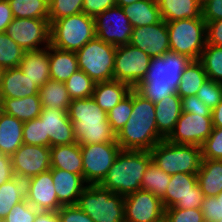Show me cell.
Segmentation results:
<instances>
[{
    "mask_svg": "<svg viewBox=\"0 0 222 222\" xmlns=\"http://www.w3.org/2000/svg\"><path fill=\"white\" fill-rule=\"evenodd\" d=\"M76 205L94 222H125L124 197L100 184L87 185Z\"/></svg>",
    "mask_w": 222,
    "mask_h": 222,
    "instance_id": "cell-7",
    "label": "cell"
},
{
    "mask_svg": "<svg viewBox=\"0 0 222 222\" xmlns=\"http://www.w3.org/2000/svg\"><path fill=\"white\" fill-rule=\"evenodd\" d=\"M14 18L49 19V0H8Z\"/></svg>",
    "mask_w": 222,
    "mask_h": 222,
    "instance_id": "cell-36",
    "label": "cell"
},
{
    "mask_svg": "<svg viewBox=\"0 0 222 222\" xmlns=\"http://www.w3.org/2000/svg\"><path fill=\"white\" fill-rule=\"evenodd\" d=\"M52 179L62 205H76L78 197L88 185L82 176L58 168H52Z\"/></svg>",
    "mask_w": 222,
    "mask_h": 222,
    "instance_id": "cell-21",
    "label": "cell"
},
{
    "mask_svg": "<svg viewBox=\"0 0 222 222\" xmlns=\"http://www.w3.org/2000/svg\"><path fill=\"white\" fill-rule=\"evenodd\" d=\"M151 161L150 151L121 150L100 185L123 197L141 190L143 175Z\"/></svg>",
    "mask_w": 222,
    "mask_h": 222,
    "instance_id": "cell-4",
    "label": "cell"
},
{
    "mask_svg": "<svg viewBox=\"0 0 222 222\" xmlns=\"http://www.w3.org/2000/svg\"><path fill=\"white\" fill-rule=\"evenodd\" d=\"M152 161L168 175L197 174L202 162L200 146L176 144L163 139L151 150Z\"/></svg>",
    "mask_w": 222,
    "mask_h": 222,
    "instance_id": "cell-5",
    "label": "cell"
},
{
    "mask_svg": "<svg viewBox=\"0 0 222 222\" xmlns=\"http://www.w3.org/2000/svg\"><path fill=\"white\" fill-rule=\"evenodd\" d=\"M23 143L50 147V138L45 136L44 121L39 117L24 122Z\"/></svg>",
    "mask_w": 222,
    "mask_h": 222,
    "instance_id": "cell-42",
    "label": "cell"
},
{
    "mask_svg": "<svg viewBox=\"0 0 222 222\" xmlns=\"http://www.w3.org/2000/svg\"><path fill=\"white\" fill-rule=\"evenodd\" d=\"M204 194L197 174L176 173L171 175L165 195L161 198L164 208L201 209Z\"/></svg>",
    "mask_w": 222,
    "mask_h": 222,
    "instance_id": "cell-11",
    "label": "cell"
},
{
    "mask_svg": "<svg viewBox=\"0 0 222 222\" xmlns=\"http://www.w3.org/2000/svg\"><path fill=\"white\" fill-rule=\"evenodd\" d=\"M164 222H205V220L201 209L170 207L165 209Z\"/></svg>",
    "mask_w": 222,
    "mask_h": 222,
    "instance_id": "cell-46",
    "label": "cell"
},
{
    "mask_svg": "<svg viewBox=\"0 0 222 222\" xmlns=\"http://www.w3.org/2000/svg\"><path fill=\"white\" fill-rule=\"evenodd\" d=\"M170 51L199 60L207 44L206 21L199 18L166 22Z\"/></svg>",
    "mask_w": 222,
    "mask_h": 222,
    "instance_id": "cell-8",
    "label": "cell"
},
{
    "mask_svg": "<svg viewBox=\"0 0 222 222\" xmlns=\"http://www.w3.org/2000/svg\"><path fill=\"white\" fill-rule=\"evenodd\" d=\"M25 182L26 200L35 209L39 211H58L62 206L55 192L52 168L26 179Z\"/></svg>",
    "mask_w": 222,
    "mask_h": 222,
    "instance_id": "cell-19",
    "label": "cell"
},
{
    "mask_svg": "<svg viewBox=\"0 0 222 222\" xmlns=\"http://www.w3.org/2000/svg\"><path fill=\"white\" fill-rule=\"evenodd\" d=\"M39 210L30 205L27 200L13 206L2 222H34Z\"/></svg>",
    "mask_w": 222,
    "mask_h": 222,
    "instance_id": "cell-47",
    "label": "cell"
},
{
    "mask_svg": "<svg viewBox=\"0 0 222 222\" xmlns=\"http://www.w3.org/2000/svg\"><path fill=\"white\" fill-rule=\"evenodd\" d=\"M165 22L202 16L201 0H156Z\"/></svg>",
    "mask_w": 222,
    "mask_h": 222,
    "instance_id": "cell-29",
    "label": "cell"
},
{
    "mask_svg": "<svg viewBox=\"0 0 222 222\" xmlns=\"http://www.w3.org/2000/svg\"><path fill=\"white\" fill-rule=\"evenodd\" d=\"M42 108L39 95L23 98H0V110L22 122L38 118Z\"/></svg>",
    "mask_w": 222,
    "mask_h": 222,
    "instance_id": "cell-28",
    "label": "cell"
},
{
    "mask_svg": "<svg viewBox=\"0 0 222 222\" xmlns=\"http://www.w3.org/2000/svg\"><path fill=\"white\" fill-rule=\"evenodd\" d=\"M18 67L33 84L42 87L50 79L49 46L37 51H25Z\"/></svg>",
    "mask_w": 222,
    "mask_h": 222,
    "instance_id": "cell-22",
    "label": "cell"
},
{
    "mask_svg": "<svg viewBox=\"0 0 222 222\" xmlns=\"http://www.w3.org/2000/svg\"><path fill=\"white\" fill-rule=\"evenodd\" d=\"M201 211L205 222H218L222 219V192L217 196L205 197Z\"/></svg>",
    "mask_w": 222,
    "mask_h": 222,
    "instance_id": "cell-48",
    "label": "cell"
},
{
    "mask_svg": "<svg viewBox=\"0 0 222 222\" xmlns=\"http://www.w3.org/2000/svg\"><path fill=\"white\" fill-rule=\"evenodd\" d=\"M117 47L95 37L76 51L79 70L84 71L95 83L113 80Z\"/></svg>",
    "mask_w": 222,
    "mask_h": 222,
    "instance_id": "cell-9",
    "label": "cell"
},
{
    "mask_svg": "<svg viewBox=\"0 0 222 222\" xmlns=\"http://www.w3.org/2000/svg\"><path fill=\"white\" fill-rule=\"evenodd\" d=\"M133 109V89L127 97L114 106L108 113L107 119L111 130L117 134L127 123Z\"/></svg>",
    "mask_w": 222,
    "mask_h": 222,
    "instance_id": "cell-41",
    "label": "cell"
},
{
    "mask_svg": "<svg viewBox=\"0 0 222 222\" xmlns=\"http://www.w3.org/2000/svg\"><path fill=\"white\" fill-rule=\"evenodd\" d=\"M4 71H5V69L0 65V87L2 84V78H3Z\"/></svg>",
    "mask_w": 222,
    "mask_h": 222,
    "instance_id": "cell-59",
    "label": "cell"
},
{
    "mask_svg": "<svg viewBox=\"0 0 222 222\" xmlns=\"http://www.w3.org/2000/svg\"><path fill=\"white\" fill-rule=\"evenodd\" d=\"M84 0H49V23L83 12Z\"/></svg>",
    "mask_w": 222,
    "mask_h": 222,
    "instance_id": "cell-43",
    "label": "cell"
},
{
    "mask_svg": "<svg viewBox=\"0 0 222 222\" xmlns=\"http://www.w3.org/2000/svg\"><path fill=\"white\" fill-rule=\"evenodd\" d=\"M212 126L222 128V99L212 110Z\"/></svg>",
    "mask_w": 222,
    "mask_h": 222,
    "instance_id": "cell-57",
    "label": "cell"
},
{
    "mask_svg": "<svg viewBox=\"0 0 222 222\" xmlns=\"http://www.w3.org/2000/svg\"><path fill=\"white\" fill-rule=\"evenodd\" d=\"M207 79L208 76L202 62L200 60H191L182 73L177 94L181 98L196 95L199 88Z\"/></svg>",
    "mask_w": 222,
    "mask_h": 222,
    "instance_id": "cell-34",
    "label": "cell"
},
{
    "mask_svg": "<svg viewBox=\"0 0 222 222\" xmlns=\"http://www.w3.org/2000/svg\"><path fill=\"white\" fill-rule=\"evenodd\" d=\"M133 88L117 80L95 83L92 98L103 111L108 113L114 106L129 95Z\"/></svg>",
    "mask_w": 222,
    "mask_h": 222,
    "instance_id": "cell-26",
    "label": "cell"
},
{
    "mask_svg": "<svg viewBox=\"0 0 222 222\" xmlns=\"http://www.w3.org/2000/svg\"><path fill=\"white\" fill-rule=\"evenodd\" d=\"M113 6H116V0H84L83 13L95 18L98 14Z\"/></svg>",
    "mask_w": 222,
    "mask_h": 222,
    "instance_id": "cell-50",
    "label": "cell"
},
{
    "mask_svg": "<svg viewBox=\"0 0 222 222\" xmlns=\"http://www.w3.org/2000/svg\"><path fill=\"white\" fill-rule=\"evenodd\" d=\"M6 34L24 51L47 48L50 45L49 19L13 18Z\"/></svg>",
    "mask_w": 222,
    "mask_h": 222,
    "instance_id": "cell-12",
    "label": "cell"
},
{
    "mask_svg": "<svg viewBox=\"0 0 222 222\" xmlns=\"http://www.w3.org/2000/svg\"><path fill=\"white\" fill-rule=\"evenodd\" d=\"M51 168H58L83 177V158L80 145L75 142L50 147Z\"/></svg>",
    "mask_w": 222,
    "mask_h": 222,
    "instance_id": "cell-25",
    "label": "cell"
},
{
    "mask_svg": "<svg viewBox=\"0 0 222 222\" xmlns=\"http://www.w3.org/2000/svg\"><path fill=\"white\" fill-rule=\"evenodd\" d=\"M202 18L206 22L222 19V0H203Z\"/></svg>",
    "mask_w": 222,
    "mask_h": 222,
    "instance_id": "cell-51",
    "label": "cell"
},
{
    "mask_svg": "<svg viewBox=\"0 0 222 222\" xmlns=\"http://www.w3.org/2000/svg\"><path fill=\"white\" fill-rule=\"evenodd\" d=\"M61 222H94L77 205H62L57 211Z\"/></svg>",
    "mask_w": 222,
    "mask_h": 222,
    "instance_id": "cell-49",
    "label": "cell"
},
{
    "mask_svg": "<svg viewBox=\"0 0 222 222\" xmlns=\"http://www.w3.org/2000/svg\"><path fill=\"white\" fill-rule=\"evenodd\" d=\"M139 0H116V6H120L121 8L127 5H131Z\"/></svg>",
    "mask_w": 222,
    "mask_h": 222,
    "instance_id": "cell-58",
    "label": "cell"
},
{
    "mask_svg": "<svg viewBox=\"0 0 222 222\" xmlns=\"http://www.w3.org/2000/svg\"><path fill=\"white\" fill-rule=\"evenodd\" d=\"M125 222H164L162 200L151 192L137 190L124 197Z\"/></svg>",
    "mask_w": 222,
    "mask_h": 222,
    "instance_id": "cell-16",
    "label": "cell"
},
{
    "mask_svg": "<svg viewBox=\"0 0 222 222\" xmlns=\"http://www.w3.org/2000/svg\"><path fill=\"white\" fill-rule=\"evenodd\" d=\"M196 96L213 110L222 99V83L207 79L197 91Z\"/></svg>",
    "mask_w": 222,
    "mask_h": 222,
    "instance_id": "cell-44",
    "label": "cell"
},
{
    "mask_svg": "<svg viewBox=\"0 0 222 222\" xmlns=\"http://www.w3.org/2000/svg\"><path fill=\"white\" fill-rule=\"evenodd\" d=\"M24 52L6 32L0 33V65L4 69L18 67L23 59Z\"/></svg>",
    "mask_w": 222,
    "mask_h": 222,
    "instance_id": "cell-39",
    "label": "cell"
},
{
    "mask_svg": "<svg viewBox=\"0 0 222 222\" xmlns=\"http://www.w3.org/2000/svg\"><path fill=\"white\" fill-rule=\"evenodd\" d=\"M129 44L146 52L151 58L162 56L170 51L166 22L161 20L152 25L134 27Z\"/></svg>",
    "mask_w": 222,
    "mask_h": 222,
    "instance_id": "cell-18",
    "label": "cell"
},
{
    "mask_svg": "<svg viewBox=\"0 0 222 222\" xmlns=\"http://www.w3.org/2000/svg\"><path fill=\"white\" fill-rule=\"evenodd\" d=\"M39 95V87L26 77L19 67L5 69L0 87V98H23Z\"/></svg>",
    "mask_w": 222,
    "mask_h": 222,
    "instance_id": "cell-24",
    "label": "cell"
},
{
    "mask_svg": "<svg viewBox=\"0 0 222 222\" xmlns=\"http://www.w3.org/2000/svg\"><path fill=\"white\" fill-rule=\"evenodd\" d=\"M182 112L187 113H211L212 110L205 105L196 95L181 98Z\"/></svg>",
    "mask_w": 222,
    "mask_h": 222,
    "instance_id": "cell-52",
    "label": "cell"
},
{
    "mask_svg": "<svg viewBox=\"0 0 222 222\" xmlns=\"http://www.w3.org/2000/svg\"><path fill=\"white\" fill-rule=\"evenodd\" d=\"M67 113L73 125L76 142L80 146L111 143L116 140L107 113L92 97L71 100Z\"/></svg>",
    "mask_w": 222,
    "mask_h": 222,
    "instance_id": "cell-3",
    "label": "cell"
},
{
    "mask_svg": "<svg viewBox=\"0 0 222 222\" xmlns=\"http://www.w3.org/2000/svg\"><path fill=\"white\" fill-rule=\"evenodd\" d=\"M171 175L161 170L154 161H151L143 175L141 189L151 192L160 199L165 195Z\"/></svg>",
    "mask_w": 222,
    "mask_h": 222,
    "instance_id": "cell-37",
    "label": "cell"
},
{
    "mask_svg": "<svg viewBox=\"0 0 222 222\" xmlns=\"http://www.w3.org/2000/svg\"><path fill=\"white\" fill-rule=\"evenodd\" d=\"M122 9L133 28L152 25L162 20L156 0H139Z\"/></svg>",
    "mask_w": 222,
    "mask_h": 222,
    "instance_id": "cell-32",
    "label": "cell"
},
{
    "mask_svg": "<svg viewBox=\"0 0 222 222\" xmlns=\"http://www.w3.org/2000/svg\"><path fill=\"white\" fill-rule=\"evenodd\" d=\"M24 122L0 110V153L12 156L23 144Z\"/></svg>",
    "mask_w": 222,
    "mask_h": 222,
    "instance_id": "cell-27",
    "label": "cell"
},
{
    "mask_svg": "<svg viewBox=\"0 0 222 222\" xmlns=\"http://www.w3.org/2000/svg\"><path fill=\"white\" fill-rule=\"evenodd\" d=\"M40 101L43 108H57L68 111L71 103L65 83L49 79L39 88Z\"/></svg>",
    "mask_w": 222,
    "mask_h": 222,
    "instance_id": "cell-33",
    "label": "cell"
},
{
    "mask_svg": "<svg viewBox=\"0 0 222 222\" xmlns=\"http://www.w3.org/2000/svg\"><path fill=\"white\" fill-rule=\"evenodd\" d=\"M14 177L11 156L0 153V186Z\"/></svg>",
    "mask_w": 222,
    "mask_h": 222,
    "instance_id": "cell-54",
    "label": "cell"
},
{
    "mask_svg": "<svg viewBox=\"0 0 222 222\" xmlns=\"http://www.w3.org/2000/svg\"><path fill=\"white\" fill-rule=\"evenodd\" d=\"M211 113L182 112L174 131L167 138L176 144L202 146L212 131Z\"/></svg>",
    "mask_w": 222,
    "mask_h": 222,
    "instance_id": "cell-15",
    "label": "cell"
},
{
    "mask_svg": "<svg viewBox=\"0 0 222 222\" xmlns=\"http://www.w3.org/2000/svg\"><path fill=\"white\" fill-rule=\"evenodd\" d=\"M34 222H61L57 211H39Z\"/></svg>",
    "mask_w": 222,
    "mask_h": 222,
    "instance_id": "cell-56",
    "label": "cell"
},
{
    "mask_svg": "<svg viewBox=\"0 0 222 222\" xmlns=\"http://www.w3.org/2000/svg\"><path fill=\"white\" fill-rule=\"evenodd\" d=\"M96 37L114 46L129 44L133 26L120 6H113L95 17Z\"/></svg>",
    "mask_w": 222,
    "mask_h": 222,
    "instance_id": "cell-14",
    "label": "cell"
},
{
    "mask_svg": "<svg viewBox=\"0 0 222 222\" xmlns=\"http://www.w3.org/2000/svg\"><path fill=\"white\" fill-rule=\"evenodd\" d=\"M190 62L187 56L173 51L151 58L145 76L134 89L152 103L177 94L182 73Z\"/></svg>",
    "mask_w": 222,
    "mask_h": 222,
    "instance_id": "cell-1",
    "label": "cell"
},
{
    "mask_svg": "<svg viewBox=\"0 0 222 222\" xmlns=\"http://www.w3.org/2000/svg\"><path fill=\"white\" fill-rule=\"evenodd\" d=\"M13 18L8 0H0V33L6 32Z\"/></svg>",
    "mask_w": 222,
    "mask_h": 222,
    "instance_id": "cell-55",
    "label": "cell"
},
{
    "mask_svg": "<svg viewBox=\"0 0 222 222\" xmlns=\"http://www.w3.org/2000/svg\"><path fill=\"white\" fill-rule=\"evenodd\" d=\"M155 105L133 88V109L124 127L116 134L122 150L150 151L163 138L158 134Z\"/></svg>",
    "mask_w": 222,
    "mask_h": 222,
    "instance_id": "cell-2",
    "label": "cell"
},
{
    "mask_svg": "<svg viewBox=\"0 0 222 222\" xmlns=\"http://www.w3.org/2000/svg\"><path fill=\"white\" fill-rule=\"evenodd\" d=\"M201 149L202 158L222 160V128L213 127Z\"/></svg>",
    "mask_w": 222,
    "mask_h": 222,
    "instance_id": "cell-45",
    "label": "cell"
},
{
    "mask_svg": "<svg viewBox=\"0 0 222 222\" xmlns=\"http://www.w3.org/2000/svg\"><path fill=\"white\" fill-rule=\"evenodd\" d=\"M96 37L95 18L77 13L50 24V45L76 52Z\"/></svg>",
    "mask_w": 222,
    "mask_h": 222,
    "instance_id": "cell-6",
    "label": "cell"
},
{
    "mask_svg": "<svg viewBox=\"0 0 222 222\" xmlns=\"http://www.w3.org/2000/svg\"><path fill=\"white\" fill-rule=\"evenodd\" d=\"M199 60L208 79L222 83V46L206 45Z\"/></svg>",
    "mask_w": 222,
    "mask_h": 222,
    "instance_id": "cell-38",
    "label": "cell"
},
{
    "mask_svg": "<svg viewBox=\"0 0 222 222\" xmlns=\"http://www.w3.org/2000/svg\"><path fill=\"white\" fill-rule=\"evenodd\" d=\"M71 100L92 97L95 82L82 70L76 71L66 82Z\"/></svg>",
    "mask_w": 222,
    "mask_h": 222,
    "instance_id": "cell-40",
    "label": "cell"
},
{
    "mask_svg": "<svg viewBox=\"0 0 222 222\" xmlns=\"http://www.w3.org/2000/svg\"><path fill=\"white\" fill-rule=\"evenodd\" d=\"M11 161L15 176L26 180L51 169L50 147L23 143Z\"/></svg>",
    "mask_w": 222,
    "mask_h": 222,
    "instance_id": "cell-17",
    "label": "cell"
},
{
    "mask_svg": "<svg viewBox=\"0 0 222 222\" xmlns=\"http://www.w3.org/2000/svg\"><path fill=\"white\" fill-rule=\"evenodd\" d=\"M197 179L205 197L217 196L222 192V160L202 158Z\"/></svg>",
    "mask_w": 222,
    "mask_h": 222,
    "instance_id": "cell-31",
    "label": "cell"
},
{
    "mask_svg": "<svg viewBox=\"0 0 222 222\" xmlns=\"http://www.w3.org/2000/svg\"><path fill=\"white\" fill-rule=\"evenodd\" d=\"M26 199V182L18 177L0 186V218L3 220L14 205Z\"/></svg>",
    "mask_w": 222,
    "mask_h": 222,
    "instance_id": "cell-35",
    "label": "cell"
},
{
    "mask_svg": "<svg viewBox=\"0 0 222 222\" xmlns=\"http://www.w3.org/2000/svg\"><path fill=\"white\" fill-rule=\"evenodd\" d=\"M154 105L158 134L167 139L174 131L182 113L181 97L178 94H171Z\"/></svg>",
    "mask_w": 222,
    "mask_h": 222,
    "instance_id": "cell-23",
    "label": "cell"
},
{
    "mask_svg": "<svg viewBox=\"0 0 222 222\" xmlns=\"http://www.w3.org/2000/svg\"><path fill=\"white\" fill-rule=\"evenodd\" d=\"M50 79L65 83L79 70L76 53L49 45Z\"/></svg>",
    "mask_w": 222,
    "mask_h": 222,
    "instance_id": "cell-30",
    "label": "cell"
},
{
    "mask_svg": "<svg viewBox=\"0 0 222 222\" xmlns=\"http://www.w3.org/2000/svg\"><path fill=\"white\" fill-rule=\"evenodd\" d=\"M83 178L89 184H100L122 150L117 141L81 145Z\"/></svg>",
    "mask_w": 222,
    "mask_h": 222,
    "instance_id": "cell-10",
    "label": "cell"
},
{
    "mask_svg": "<svg viewBox=\"0 0 222 222\" xmlns=\"http://www.w3.org/2000/svg\"><path fill=\"white\" fill-rule=\"evenodd\" d=\"M207 44L222 46V19L206 22Z\"/></svg>",
    "mask_w": 222,
    "mask_h": 222,
    "instance_id": "cell-53",
    "label": "cell"
},
{
    "mask_svg": "<svg viewBox=\"0 0 222 222\" xmlns=\"http://www.w3.org/2000/svg\"><path fill=\"white\" fill-rule=\"evenodd\" d=\"M39 118L44 121L45 136L50 138V147L76 142L72 122L64 109L42 108Z\"/></svg>",
    "mask_w": 222,
    "mask_h": 222,
    "instance_id": "cell-20",
    "label": "cell"
},
{
    "mask_svg": "<svg viewBox=\"0 0 222 222\" xmlns=\"http://www.w3.org/2000/svg\"><path fill=\"white\" fill-rule=\"evenodd\" d=\"M151 57L131 44L117 46L113 69V80L124 82L135 88L149 67Z\"/></svg>",
    "mask_w": 222,
    "mask_h": 222,
    "instance_id": "cell-13",
    "label": "cell"
}]
</instances>
